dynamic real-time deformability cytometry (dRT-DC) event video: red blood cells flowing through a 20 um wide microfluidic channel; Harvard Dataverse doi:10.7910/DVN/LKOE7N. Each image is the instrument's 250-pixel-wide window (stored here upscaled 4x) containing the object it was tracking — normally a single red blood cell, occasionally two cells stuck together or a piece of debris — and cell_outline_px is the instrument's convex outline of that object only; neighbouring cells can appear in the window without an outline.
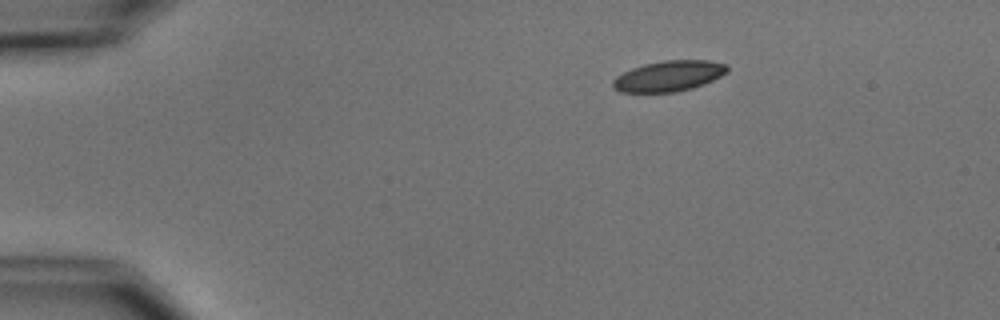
{"species": "common noctule bat (a hibernating species)", "species_latin": "Nyctalus noctula", "temperature_condition": "cold", "stored_images_in_passage": 3, "camera_frame_rate_fps": 3000, "um_per_image_px": 0.085, "animal": {"sex": "male", "body_mass_g": 15.6}, "frame": {"image": 1, "passage_image": 1, "time_ms": 0.0, "image_size_px": [1000, 320], "cell_outline_px": [[728, 72], [704, 84], [692, 88], [676, 92], [620, 92], [612, 88], [612, 80], [616, 76], [632, 68], [644, 64], [664, 60], [708, 60], [728, 64]], "centroid_in_image_um": [56.84, 6.46], "position_along_channel_um": 28.2, "area_um2": 20.52}}